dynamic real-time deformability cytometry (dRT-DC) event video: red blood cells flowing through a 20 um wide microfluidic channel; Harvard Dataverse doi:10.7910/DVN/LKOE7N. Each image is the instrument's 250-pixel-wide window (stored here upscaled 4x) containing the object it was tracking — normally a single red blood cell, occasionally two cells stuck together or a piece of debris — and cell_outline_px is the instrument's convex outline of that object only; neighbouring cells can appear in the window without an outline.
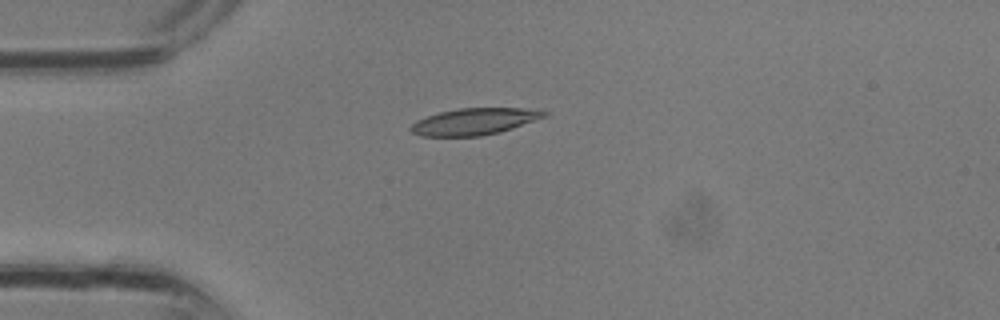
{"species": "common noctule bat (a hibernating species)", "species_latin": "Nyctalus noctula", "temperature_condition": "room temperature", "stored_images_in_passage": 1, "camera_frame_rate_fps": 3000, "um_per_image_px": 0.085, "animal": {"sex": "male", "body_mass_g": 13.3}, "frame": {"image": 1, "passage_image": 1, "time_ms": 0.0, "image_size_px": [1000, 320], "cell_outline_px": [[548, 116], [500, 132], [480, 136], [420, 136], [412, 132], [408, 128], [416, 120], [440, 112], [460, 108], [520, 108], [548, 112]], "centroid_in_image_um": [40.3, 10.33], "position_along_channel_um": 44.7, "area_um2": 20.58}}